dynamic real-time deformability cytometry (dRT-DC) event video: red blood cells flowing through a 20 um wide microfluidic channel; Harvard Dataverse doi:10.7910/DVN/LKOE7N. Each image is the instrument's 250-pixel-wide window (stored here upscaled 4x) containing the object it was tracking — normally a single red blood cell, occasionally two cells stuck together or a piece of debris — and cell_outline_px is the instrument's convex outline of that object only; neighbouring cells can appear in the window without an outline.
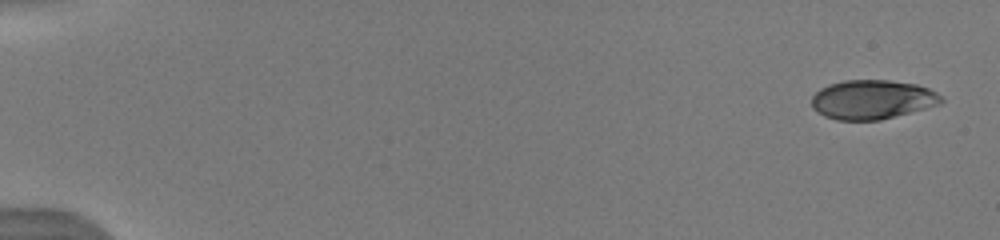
{"species": "human", "species_latin": "Homo sapiens", "temperature_condition": "warm", "stored_images_in_passage": 28, "camera_frame_rate_fps": 3000, "um_per_image_px": 0.085, "donor": {"sex": "male"}, "frame": {"image": 1, "passage_image": 1, "time_ms": 0.0, "image_size_px": [1000, 240], "cell_outline_px": [[944, 100], [940, 104], [880, 120], [836, 120], [824, 116], [816, 112], [812, 108], [812, 96], [820, 88], [828, 84], [844, 80], [888, 80], [916, 84], [928, 88], [936, 92]], "centroid_in_image_um": [74.11, 8.46], "position_along_channel_um": 10.9, "area_um2": 29.65}}
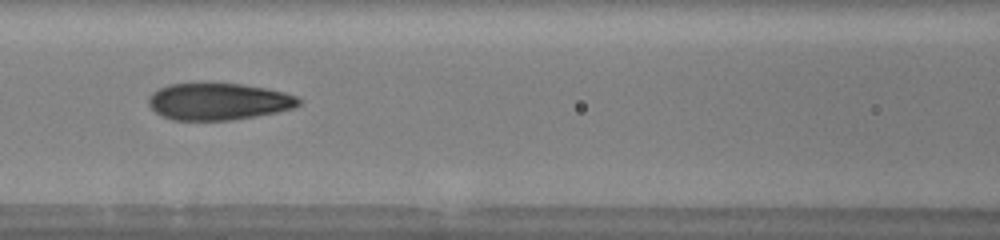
{"frame": {"image": 2, "passage_image": 13, "time_ms": 7.667, "image_size_px": [1000, 240], "cell_outline_px": [[300, 104], [292, 108], [276, 112], [256, 116], [232, 120], [172, 120], [156, 112], [148, 104], [148, 96], [152, 92], [168, 84], [244, 84], [284, 92], [296, 96], [300, 100]], "centroid_in_image_um": [18.55, 8.63], "position_along_channel_um": 148.0, "area_um2": 32.02}}
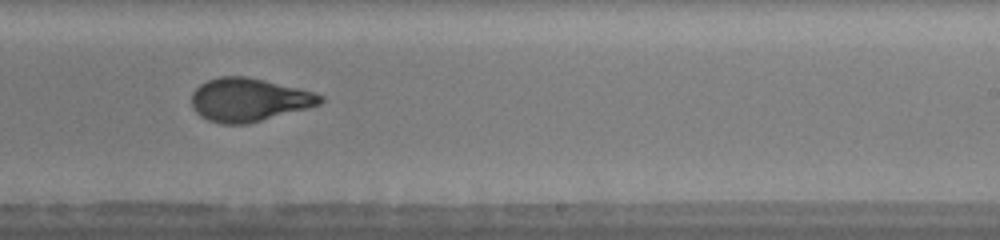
{"frame": {"image": 3, "passage_image": 18, "time_ms": 10.667, "image_size_px": [1000, 240], "cell_outline_px": [[324, 100], [320, 104], [260, 120], [244, 124], [220, 124], [208, 120], [200, 116], [192, 108], [192, 92], [200, 84], [208, 80], [220, 76], [244, 76], [264, 80], [316, 92], [324, 96]], "centroid_in_image_um": [21.12, 8.47], "position_along_channel_um": 267.9, "area_um2": 32.19}, "authors_computed_cell_mechanics": {"area_um2": 32.1657, "velocity_mm_per_s": 4.0055, "shape_relaxation_time_tau1_ms": 6.1158, "shape_relaxation_time_tau2_ms": 0.7753, "deformation_change_tau1": 0.2242, "deformation_change_tau2": 0.0609}}